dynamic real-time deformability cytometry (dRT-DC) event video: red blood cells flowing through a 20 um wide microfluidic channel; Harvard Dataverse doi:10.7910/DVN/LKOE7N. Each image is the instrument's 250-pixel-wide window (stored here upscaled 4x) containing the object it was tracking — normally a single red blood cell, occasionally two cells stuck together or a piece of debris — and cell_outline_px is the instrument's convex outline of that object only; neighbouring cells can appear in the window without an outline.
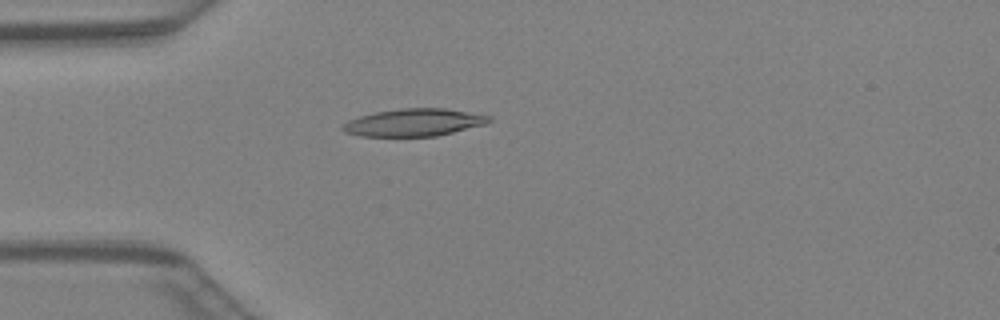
{"species": "Egyptian fruit bat (a non-hibernating species)", "species_latin": "Rousettus aegyptiacus", "temperature_condition": "warm", "stored_images_in_passage": 44, "camera_frame_rate_fps": 3000, "um_per_image_px": 0.085, "animal": {"sex": "female"}, "frame": {"image": 1, "passage_image": 12, "time_ms": 3.667, "image_size_px": [1000, 320], "cell_outline_px": [[492, 120], [488, 124], [436, 136], [360, 136], [344, 132], [340, 128], [348, 120], [360, 116], [376, 112], [400, 108], [444, 108], [492, 116]], "centroid_in_image_um": [35.21, 10.41], "position_along_channel_um": 49.8, "area_um2": 23.47}}
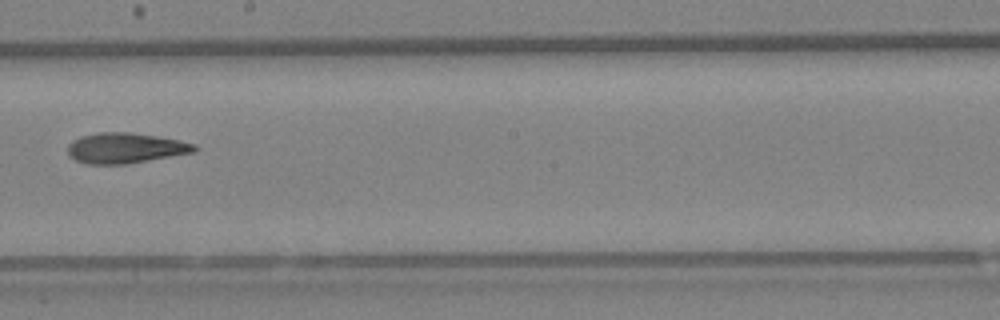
{"frame": {"image": 2, "passage_image": 25, "time_ms": 8.0, "image_size_px": [1000, 320], "cell_outline_px": [[200, 148], [196, 152], [124, 164], [84, 164], [68, 156], [68, 144], [72, 140], [80, 136], [100, 132], [128, 132], [156, 136], [180, 140], [196, 144]], "centroid_in_image_um": [10.66, 12.58], "position_along_channel_um": 237.5, "area_um2": 22.6}}
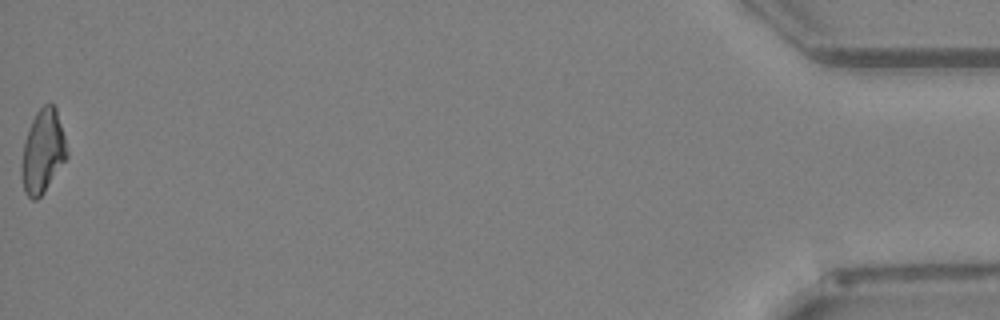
{"frame": {"image": 3, "passage_image": 44, "time_ms": 14.333, "image_size_px": [1000, 320], "cell_outline_px": [[68, 156], [44, 192], [36, 200], [32, 200], [24, 192], [20, 172], [20, 168], [24, 140], [32, 120], [36, 112], [44, 104], [52, 104], [56, 108], [64, 136], [68, 152]], "centroid_in_image_um": [3.61, 12.89], "position_along_channel_um": 431.6, "area_um2": 22.02}}